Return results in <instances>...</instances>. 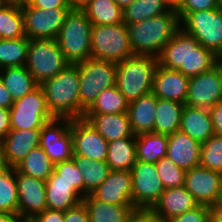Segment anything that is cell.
Here are the masks:
<instances>
[{
    "instance_id": "obj_1",
    "label": "cell",
    "mask_w": 222,
    "mask_h": 222,
    "mask_svg": "<svg viewBox=\"0 0 222 222\" xmlns=\"http://www.w3.org/2000/svg\"><path fill=\"white\" fill-rule=\"evenodd\" d=\"M219 59L193 36L179 28L163 47L158 62L162 67L178 70L190 78L211 70Z\"/></svg>"
},
{
    "instance_id": "obj_2",
    "label": "cell",
    "mask_w": 222,
    "mask_h": 222,
    "mask_svg": "<svg viewBox=\"0 0 222 222\" xmlns=\"http://www.w3.org/2000/svg\"><path fill=\"white\" fill-rule=\"evenodd\" d=\"M79 71L78 64H69L59 74L43 81L46 105L56 118H83L85 111L79 104Z\"/></svg>"
},
{
    "instance_id": "obj_3",
    "label": "cell",
    "mask_w": 222,
    "mask_h": 222,
    "mask_svg": "<svg viewBox=\"0 0 222 222\" xmlns=\"http://www.w3.org/2000/svg\"><path fill=\"white\" fill-rule=\"evenodd\" d=\"M126 26L134 55L155 58L159 57L165 44L180 28L177 11L173 9L165 14Z\"/></svg>"
},
{
    "instance_id": "obj_4",
    "label": "cell",
    "mask_w": 222,
    "mask_h": 222,
    "mask_svg": "<svg viewBox=\"0 0 222 222\" xmlns=\"http://www.w3.org/2000/svg\"><path fill=\"white\" fill-rule=\"evenodd\" d=\"M158 58L134 55L116 63V86L128 102L152 93Z\"/></svg>"
},
{
    "instance_id": "obj_5",
    "label": "cell",
    "mask_w": 222,
    "mask_h": 222,
    "mask_svg": "<svg viewBox=\"0 0 222 222\" xmlns=\"http://www.w3.org/2000/svg\"><path fill=\"white\" fill-rule=\"evenodd\" d=\"M92 23L82 10H71L56 41L65 59L76 64L91 58Z\"/></svg>"
},
{
    "instance_id": "obj_6",
    "label": "cell",
    "mask_w": 222,
    "mask_h": 222,
    "mask_svg": "<svg viewBox=\"0 0 222 222\" xmlns=\"http://www.w3.org/2000/svg\"><path fill=\"white\" fill-rule=\"evenodd\" d=\"M78 64L79 104L86 111L98 95L116 85V63L89 58Z\"/></svg>"
},
{
    "instance_id": "obj_7",
    "label": "cell",
    "mask_w": 222,
    "mask_h": 222,
    "mask_svg": "<svg viewBox=\"0 0 222 222\" xmlns=\"http://www.w3.org/2000/svg\"><path fill=\"white\" fill-rule=\"evenodd\" d=\"M177 15L185 33L222 59V12L218 8Z\"/></svg>"
},
{
    "instance_id": "obj_8",
    "label": "cell",
    "mask_w": 222,
    "mask_h": 222,
    "mask_svg": "<svg viewBox=\"0 0 222 222\" xmlns=\"http://www.w3.org/2000/svg\"><path fill=\"white\" fill-rule=\"evenodd\" d=\"M134 56L127 26L92 25L91 31V58L120 62Z\"/></svg>"
},
{
    "instance_id": "obj_9",
    "label": "cell",
    "mask_w": 222,
    "mask_h": 222,
    "mask_svg": "<svg viewBox=\"0 0 222 222\" xmlns=\"http://www.w3.org/2000/svg\"><path fill=\"white\" fill-rule=\"evenodd\" d=\"M69 64L56 39H29L25 66L39 85L59 74Z\"/></svg>"
},
{
    "instance_id": "obj_10",
    "label": "cell",
    "mask_w": 222,
    "mask_h": 222,
    "mask_svg": "<svg viewBox=\"0 0 222 222\" xmlns=\"http://www.w3.org/2000/svg\"><path fill=\"white\" fill-rule=\"evenodd\" d=\"M11 129H41L54 117L49 112L43 89L38 85L19 100H14L9 109Z\"/></svg>"
},
{
    "instance_id": "obj_11",
    "label": "cell",
    "mask_w": 222,
    "mask_h": 222,
    "mask_svg": "<svg viewBox=\"0 0 222 222\" xmlns=\"http://www.w3.org/2000/svg\"><path fill=\"white\" fill-rule=\"evenodd\" d=\"M24 30L28 39H56L71 8H34L21 3Z\"/></svg>"
},
{
    "instance_id": "obj_12",
    "label": "cell",
    "mask_w": 222,
    "mask_h": 222,
    "mask_svg": "<svg viewBox=\"0 0 222 222\" xmlns=\"http://www.w3.org/2000/svg\"><path fill=\"white\" fill-rule=\"evenodd\" d=\"M131 177L133 207L151 209L165 190L156 165L137 160L131 169Z\"/></svg>"
},
{
    "instance_id": "obj_13",
    "label": "cell",
    "mask_w": 222,
    "mask_h": 222,
    "mask_svg": "<svg viewBox=\"0 0 222 222\" xmlns=\"http://www.w3.org/2000/svg\"><path fill=\"white\" fill-rule=\"evenodd\" d=\"M71 118H56L46 122L40 133V147L56 164L73 158Z\"/></svg>"
},
{
    "instance_id": "obj_14",
    "label": "cell",
    "mask_w": 222,
    "mask_h": 222,
    "mask_svg": "<svg viewBox=\"0 0 222 222\" xmlns=\"http://www.w3.org/2000/svg\"><path fill=\"white\" fill-rule=\"evenodd\" d=\"M222 100L221 59L211 70L190 77L185 105L210 109Z\"/></svg>"
},
{
    "instance_id": "obj_15",
    "label": "cell",
    "mask_w": 222,
    "mask_h": 222,
    "mask_svg": "<svg viewBox=\"0 0 222 222\" xmlns=\"http://www.w3.org/2000/svg\"><path fill=\"white\" fill-rule=\"evenodd\" d=\"M184 187L199 205L214 206L222 194V174L202 166L186 171Z\"/></svg>"
},
{
    "instance_id": "obj_16",
    "label": "cell",
    "mask_w": 222,
    "mask_h": 222,
    "mask_svg": "<svg viewBox=\"0 0 222 222\" xmlns=\"http://www.w3.org/2000/svg\"><path fill=\"white\" fill-rule=\"evenodd\" d=\"M73 156L106 161L108 141L84 118L71 119Z\"/></svg>"
},
{
    "instance_id": "obj_17",
    "label": "cell",
    "mask_w": 222,
    "mask_h": 222,
    "mask_svg": "<svg viewBox=\"0 0 222 222\" xmlns=\"http://www.w3.org/2000/svg\"><path fill=\"white\" fill-rule=\"evenodd\" d=\"M18 207L17 214L25 221L32 220L47 209L46 181L19 173L16 170Z\"/></svg>"
},
{
    "instance_id": "obj_18",
    "label": "cell",
    "mask_w": 222,
    "mask_h": 222,
    "mask_svg": "<svg viewBox=\"0 0 222 222\" xmlns=\"http://www.w3.org/2000/svg\"><path fill=\"white\" fill-rule=\"evenodd\" d=\"M41 129H10L0 142V164L16 166L34 148L40 146Z\"/></svg>"
},
{
    "instance_id": "obj_19",
    "label": "cell",
    "mask_w": 222,
    "mask_h": 222,
    "mask_svg": "<svg viewBox=\"0 0 222 222\" xmlns=\"http://www.w3.org/2000/svg\"><path fill=\"white\" fill-rule=\"evenodd\" d=\"M90 196L104 203L133 205L131 171L110 170L107 178Z\"/></svg>"
},
{
    "instance_id": "obj_20",
    "label": "cell",
    "mask_w": 222,
    "mask_h": 222,
    "mask_svg": "<svg viewBox=\"0 0 222 222\" xmlns=\"http://www.w3.org/2000/svg\"><path fill=\"white\" fill-rule=\"evenodd\" d=\"M190 78L178 70L158 66L154 75L152 93L157 98L185 104Z\"/></svg>"
},
{
    "instance_id": "obj_21",
    "label": "cell",
    "mask_w": 222,
    "mask_h": 222,
    "mask_svg": "<svg viewBox=\"0 0 222 222\" xmlns=\"http://www.w3.org/2000/svg\"><path fill=\"white\" fill-rule=\"evenodd\" d=\"M199 204L193 195L184 187L166 188L159 200L150 209L162 222L179 216Z\"/></svg>"
},
{
    "instance_id": "obj_22",
    "label": "cell",
    "mask_w": 222,
    "mask_h": 222,
    "mask_svg": "<svg viewBox=\"0 0 222 222\" xmlns=\"http://www.w3.org/2000/svg\"><path fill=\"white\" fill-rule=\"evenodd\" d=\"M201 144L187 134L176 131L168 136L166 157L179 168L190 170L200 166Z\"/></svg>"
},
{
    "instance_id": "obj_23",
    "label": "cell",
    "mask_w": 222,
    "mask_h": 222,
    "mask_svg": "<svg viewBox=\"0 0 222 222\" xmlns=\"http://www.w3.org/2000/svg\"><path fill=\"white\" fill-rule=\"evenodd\" d=\"M83 197L75 190L73 184L64 179L54 170L46 180L47 209L66 211L78 206Z\"/></svg>"
},
{
    "instance_id": "obj_24",
    "label": "cell",
    "mask_w": 222,
    "mask_h": 222,
    "mask_svg": "<svg viewBox=\"0 0 222 222\" xmlns=\"http://www.w3.org/2000/svg\"><path fill=\"white\" fill-rule=\"evenodd\" d=\"M83 118L108 142L124 137H135L127 112L116 114H84Z\"/></svg>"
},
{
    "instance_id": "obj_25",
    "label": "cell",
    "mask_w": 222,
    "mask_h": 222,
    "mask_svg": "<svg viewBox=\"0 0 222 222\" xmlns=\"http://www.w3.org/2000/svg\"><path fill=\"white\" fill-rule=\"evenodd\" d=\"M179 131L203 144L215 133L209 109L184 106L181 113Z\"/></svg>"
},
{
    "instance_id": "obj_26",
    "label": "cell",
    "mask_w": 222,
    "mask_h": 222,
    "mask_svg": "<svg viewBox=\"0 0 222 222\" xmlns=\"http://www.w3.org/2000/svg\"><path fill=\"white\" fill-rule=\"evenodd\" d=\"M156 106L157 97L153 93L129 102L127 115L135 136L153 132Z\"/></svg>"
},
{
    "instance_id": "obj_27",
    "label": "cell",
    "mask_w": 222,
    "mask_h": 222,
    "mask_svg": "<svg viewBox=\"0 0 222 222\" xmlns=\"http://www.w3.org/2000/svg\"><path fill=\"white\" fill-rule=\"evenodd\" d=\"M90 222H127L135 210L133 205H116L100 202L90 195L83 197Z\"/></svg>"
},
{
    "instance_id": "obj_28",
    "label": "cell",
    "mask_w": 222,
    "mask_h": 222,
    "mask_svg": "<svg viewBox=\"0 0 222 222\" xmlns=\"http://www.w3.org/2000/svg\"><path fill=\"white\" fill-rule=\"evenodd\" d=\"M185 104L157 98L154 129L152 133L169 136L179 131L181 113Z\"/></svg>"
},
{
    "instance_id": "obj_29",
    "label": "cell",
    "mask_w": 222,
    "mask_h": 222,
    "mask_svg": "<svg viewBox=\"0 0 222 222\" xmlns=\"http://www.w3.org/2000/svg\"><path fill=\"white\" fill-rule=\"evenodd\" d=\"M137 161L135 137L108 142L106 163L110 170L131 171Z\"/></svg>"
},
{
    "instance_id": "obj_30",
    "label": "cell",
    "mask_w": 222,
    "mask_h": 222,
    "mask_svg": "<svg viewBox=\"0 0 222 222\" xmlns=\"http://www.w3.org/2000/svg\"><path fill=\"white\" fill-rule=\"evenodd\" d=\"M0 78L13 100L21 99L39 85L26 66L0 69Z\"/></svg>"
},
{
    "instance_id": "obj_31",
    "label": "cell",
    "mask_w": 222,
    "mask_h": 222,
    "mask_svg": "<svg viewBox=\"0 0 222 222\" xmlns=\"http://www.w3.org/2000/svg\"><path fill=\"white\" fill-rule=\"evenodd\" d=\"M168 136L145 133L135 136L137 160L155 164L166 157Z\"/></svg>"
},
{
    "instance_id": "obj_32",
    "label": "cell",
    "mask_w": 222,
    "mask_h": 222,
    "mask_svg": "<svg viewBox=\"0 0 222 222\" xmlns=\"http://www.w3.org/2000/svg\"><path fill=\"white\" fill-rule=\"evenodd\" d=\"M82 11L92 25H118L124 23L123 10L114 0H89Z\"/></svg>"
},
{
    "instance_id": "obj_33",
    "label": "cell",
    "mask_w": 222,
    "mask_h": 222,
    "mask_svg": "<svg viewBox=\"0 0 222 222\" xmlns=\"http://www.w3.org/2000/svg\"><path fill=\"white\" fill-rule=\"evenodd\" d=\"M25 36L21 3H3L0 6V39H18Z\"/></svg>"
},
{
    "instance_id": "obj_34",
    "label": "cell",
    "mask_w": 222,
    "mask_h": 222,
    "mask_svg": "<svg viewBox=\"0 0 222 222\" xmlns=\"http://www.w3.org/2000/svg\"><path fill=\"white\" fill-rule=\"evenodd\" d=\"M15 169L22 174L46 181L54 171V163L40 147L31 150Z\"/></svg>"
},
{
    "instance_id": "obj_35",
    "label": "cell",
    "mask_w": 222,
    "mask_h": 222,
    "mask_svg": "<svg viewBox=\"0 0 222 222\" xmlns=\"http://www.w3.org/2000/svg\"><path fill=\"white\" fill-rule=\"evenodd\" d=\"M81 171L84 180V197L90 195L108 176L110 172L106 161H98L85 156H73L72 158Z\"/></svg>"
},
{
    "instance_id": "obj_36",
    "label": "cell",
    "mask_w": 222,
    "mask_h": 222,
    "mask_svg": "<svg viewBox=\"0 0 222 222\" xmlns=\"http://www.w3.org/2000/svg\"><path fill=\"white\" fill-rule=\"evenodd\" d=\"M170 10L165 0H135L123 9V20L125 24L138 23Z\"/></svg>"
},
{
    "instance_id": "obj_37",
    "label": "cell",
    "mask_w": 222,
    "mask_h": 222,
    "mask_svg": "<svg viewBox=\"0 0 222 222\" xmlns=\"http://www.w3.org/2000/svg\"><path fill=\"white\" fill-rule=\"evenodd\" d=\"M17 207L16 169L0 164V213L17 214Z\"/></svg>"
},
{
    "instance_id": "obj_38",
    "label": "cell",
    "mask_w": 222,
    "mask_h": 222,
    "mask_svg": "<svg viewBox=\"0 0 222 222\" xmlns=\"http://www.w3.org/2000/svg\"><path fill=\"white\" fill-rule=\"evenodd\" d=\"M28 47L29 39L26 36L18 39H0V69L25 66Z\"/></svg>"
},
{
    "instance_id": "obj_39",
    "label": "cell",
    "mask_w": 222,
    "mask_h": 222,
    "mask_svg": "<svg viewBox=\"0 0 222 222\" xmlns=\"http://www.w3.org/2000/svg\"><path fill=\"white\" fill-rule=\"evenodd\" d=\"M129 102L117 86L102 91L84 114H116L127 112Z\"/></svg>"
},
{
    "instance_id": "obj_40",
    "label": "cell",
    "mask_w": 222,
    "mask_h": 222,
    "mask_svg": "<svg viewBox=\"0 0 222 222\" xmlns=\"http://www.w3.org/2000/svg\"><path fill=\"white\" fill-rule=\"evenodd\" d=\"M200 166L222 174V136L214 134L201 144Z\"/></svg>"
},
{
    "instance_id": "obj_41",
    "label": "cell",
    "mask_w": 222,
    "mask_h": 222,
    "mask_svg": "<svg viewBox=\"0 0 222 222\" xmlns=\"http://www.w3.org/2000/svg\"><path fill=\"white\" fill-rule=\"evenodd\" d=\"M155 165L165 189L184 186L186 170L179 168L171 159L163 157Z\"/></svg>"
},
{
    "instance_id": "obj_42",
    "label": "cell",
    "mask_w": 222,
    "mask_h": 222,
    "mask_svg": "<svg viewBox=\"0 0 222 222\" xmlns=\"http://www.w3.org/2000/svg\"><path fill=\"white\" fill-rule=\"evenodd\" d=\"M54 170L60 175V179L73 184L75 190L84 197V180L73 159L54 164Z\"/></svg>"
},
{
    "instance_id": "obj_43",
    "label": "cell",
    "mask_w": 222,
    "mask_h": 222,
    "mask_svg": "<svg viewBox=\"0 0 222 222\" xmlns=\"http://www.w3.org/2000/svg\"><path fill=\"white\" fill-rule=\"evenodd\" d=\"M164 222H210V207L198 205L195 208L165 220Z\"/></svg>"
},
{
    "instance_id": "obj_44",
    "label": "cell",
    "mask_w": 222,
    "mask_h": 222,
    "mask_svg": "<svg viewBox=\"0 0 222 222\" xmlns=\"http://www.w3.org/2000/svg\"><path fill=\"white\" fill-rule=\"evenodd\" d=\"M217 8V0H184L177 13H190Z\"/></svg>"
},
{
    "instance_id": "obj_45",
    "label": "cell",
    "mask_w": 222,
    "mask_h": 222,
    "mask_svg": "<svg viewBox=\"0 0 222 222\" xmlns=\"http://www.w3.org/2000/svg\"><path fill=\"white\" fill-rule=\"evenodd\" d=\"M64 222H90L86 206L81 202L78 206L64 212Z\"/></svg>"
},
{
    "instance_id": "obj_46",
    "label": "cell",
    "mask_w": 222,
    "mask_h": 222,
    "mask_svg": "<svg viewBox=\"0 0 222 222\" xmlns=\"http://www.w3.org/2000/svg\"><path fill=\"white\" fill-rule=\"evenodd\" d=\"M30 222H64V211L45 209Z\"/></svg>"
},
{
    "instance_id": "obj_47",
    "label": "cell",
    "mask_w": 222,
    "mask_h": 222,
    "mask_svg": "<svg viewBox=\"0 0 222 222\" xmlns=\"http://www.w3.org/2000/svg\"><path fill=\"white\" fill-rule=\"evenodd\" d=\"M127 222H162L150 209H135Z\"/></svg>"
},
{
    "instance_id": "obj_48",
    "label": "cell",
    "mask_w": 222,
    "mask_h": 222,
    "mask_svg": "<svg viewBox=\"0 0 222 222\" xmlns=\"http://www.w3.org/2000/svg\"><path fill=\"white\" fill-rule=\"evenodd\" d=\"M214 133L222 136V100L209 109Z\"/></svg>"
},
{
    "instance_id": "obj_49",
    "label": "cell",
    "mask_w": 222,
    "mask_h": 222,
    "mask_svg": "<svg viewBox=\"0 0 222 222\" xmlns=\"http://www.w3.org/2000/svg\"><path fill=\"white\" fill-rule=\"evenodd\" d=\"M27 3L34 8H70L67 0H28Z\"/></svg>"
},
{
    "instance_id": "obj_50",
    "label": "cell",
    "mask_w": 222,
    "mask_h": 222,
    "mask_svg": "<svg viewBox=\"0 0 222 222\" xmlns=\"http://www.w3.org/2000/svg\"><path fill=\"white\" fill-rule=\"evenodd\" d=\"M10 129L9 109L0 107V142L5 138Z\"/></svg>"
},
{
    "instance_id": "obj_51",
    "label": "cell",
    "mask_w": 222,
    "mask_h": 222,
    "mask_svg": "<svg viewBox=\"0 0 222 222\" xmlns=\"http://www.w3.org/2000/svg\"><path fill=\"white\" fill-rule=\"evenodd\" d=\"M13 102L14 100L11 94L9 93L8 89L4 86L0 78V107L10 109V107L13 105Z\"/></svg>"
},
{
    "instance_id": "obj_52",
    "label": "cell",
    "mask_w": 222,
    "mask_h": 222,
    "mask_svg": "<svg viewBox=\"0 0 222 222\" xmlns=\"http://www.w3.org/2000/svg\"><path fill=\"white\" fill-rule=\"evenodd\" d=\"M210 222H222V203L210 207Z\"/></svg>"
},
{
    "instance_id": "obj_53",
    "label": "cell",
    "mask_w": 222,
    "mask_h": 222,
    "mask_svg": "<svg viewBox=\"0 0 222 222\" xmlns=\"http://www.w3.org/2000/svg\"><path fill=\"white\" fill-rule=\"evenodd\" d=\"M0 222H26L18 214L0 213Z\"/></svg>"
},
{
    "instance_id": "obj_54",
    "label": "cell",
    "mask_w": 222,
    "mask_h": 222,
    "mask_svg": "<svg viewBox=\"0 0 222 222\" xmlns=\"http://www.w3.org/2000/svg\"><path fill=\"white\" fill-rule=\"evenodd\" d=\"M71 10H82L89 0H67Z\"/></svg>"
},
{
    "instance_id": "obj_55",
    "label": "cell",
    "mask_w": 222,
    "mask_h": 222,
    "mask_svg": "<svg viewBox=\"0 0 222 222\" xmlns=\"http://www.w3.org/2000/svg\"><path fill=\"white\" fill-rule=\"evenodd\" d=\"M165 1L171 9L176 11L181 7V5L184 2V0H165Z\"/></svg>"
},
{
    "instance_id": "obj_56",
    "label": "cell",
    "mask_w": 222,
    "mask_h": 222,
    "mask_svg": "<svg viewBox=\"0 0 222 222\" xmlns=\"http://www.w3.org/2000/svg\"><path fill=\"white\" fill-rule=\"evenodd\" d=\"M115 3L123 10L128 7L135 0H114Z\"/></svg>"
},
{
    "instance_id": "obj_57",
    "label": "cell",
    "mask_w": 222,
    "mask_h": 222,
    "mask_svg": "<svg viewBox=\"0 0 222 222\" xmlns=\"http://www.w3.org/2000/svg\"><path fill=\"white\" fill-rule=\"evenodd\" d=\"M217 8L222 12V0H217Z\"/></svg>"
},
{
    "instance_id": "obj_58",
    "label": "cell",
    "mask_w": 222,
    "mask_h": 222,
    "mask_svg": "<svg viewBox=\"0 0 222 222\" xmlns=\"http://www.w3.org/2000/svg\"><path fill=\"white\" fill-rule=\"evenodd\" d=\"M11 2H15V3H23V2H27L28 0H8Z\"/></svg>"
},
{
    "instance_id": "obj_59",
    "label": "cell",
    "mask_w": 222,
    "mask_h": 222,
    "mask_svg": "<svg viewBox=\"0 0 222 222\" xmlns=\"http://www.w3.org/2000/svg\"><path fill=\"white\" fill-rule=\"evenodd\" d=\"M0 2H8V0H0Z\"/></svg>"
},
{
    "instance_id": "obj_60",
    "label": "cell",
    "mask_w": 222,
    "mask_h": 222,
    "mask_svg": "<svg viewBox=\"0 0 222 222\" xmlns=\"http://www.w3.org/2000/svg\"><path fill=\"white\" fill-rule=\"evenodd\" d=\"M221 75H222V59H221Z\"/></svg>"
}]
</instances>
